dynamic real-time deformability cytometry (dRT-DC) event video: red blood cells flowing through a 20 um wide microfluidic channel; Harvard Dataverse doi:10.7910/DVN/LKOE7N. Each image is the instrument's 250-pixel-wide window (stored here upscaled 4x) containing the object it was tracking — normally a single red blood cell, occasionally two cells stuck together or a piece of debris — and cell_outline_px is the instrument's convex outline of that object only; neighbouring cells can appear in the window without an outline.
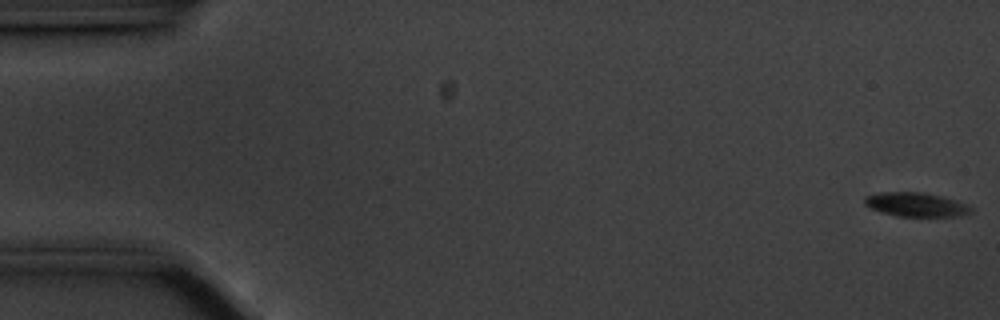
{"species": "common noctule bat (a hibernating species)", "species_latin": "Nyctalus noctula", "temperature_condition": "cold", "stored_images_in_passage": 57, "camera_frame_rate_fps": 3000, "um_per_image_px": 0.085, "animal": {"sex": "male", "body_mass_g": 20.1, "forearm_length_mm": 53.5}, "frame": {"image": 1, "passage_image": 1, "time_ms": 0.0, "image_size_px": [1000, 320], "cell_outline_px": [[972, 212], [960, 216], [896, 216], [872, 208], [864, 204], [864, 196], [880, 192], [924, 192], [956, 200], [972, 208]], "centroid_in_image_um": [77.84, 17.38], "position_along_channel_um": 7.2, "area_um2": 14.74}}
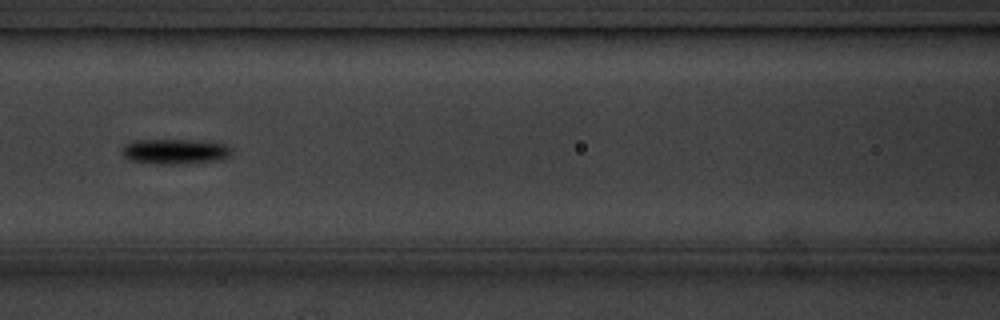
{"frame": {"image": 2, "passage_image": 25, "time_ms": 8.0, "image_size_px": [1000, 320], "cell_outline_px": [[232, 152], [228, 156], [216, 160], [172, 164], [160, 164], [132, 160], [124, 156], [120, 152], [124, 144], [132, 140], [192, 140], [228, 144], [232, 148]], "centroid_in_image_um": [14.85, 12.85], "position_along_channel_um": 151.8, "area_um2": 15.9}}
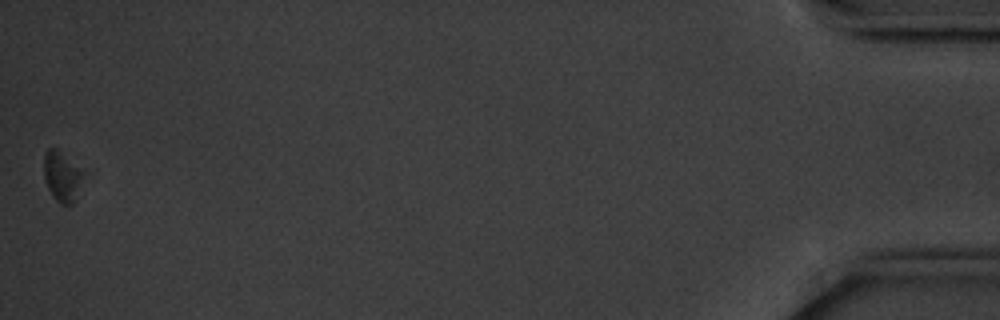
{"frame": {"image": 3, "passage_image": 57, "time_ms": 18.667, "image_size_px": [1000, 320], "cell_outline_px": [[84, 172], [72, 204], [60, 204], [52, 196], [44, 180], [44, 152], [48, 148], [56, 148]], "centroid_in_image_um": [5.22, 14.98], "position_along_channel_um": 430.0, "area_um2": 11.16}}